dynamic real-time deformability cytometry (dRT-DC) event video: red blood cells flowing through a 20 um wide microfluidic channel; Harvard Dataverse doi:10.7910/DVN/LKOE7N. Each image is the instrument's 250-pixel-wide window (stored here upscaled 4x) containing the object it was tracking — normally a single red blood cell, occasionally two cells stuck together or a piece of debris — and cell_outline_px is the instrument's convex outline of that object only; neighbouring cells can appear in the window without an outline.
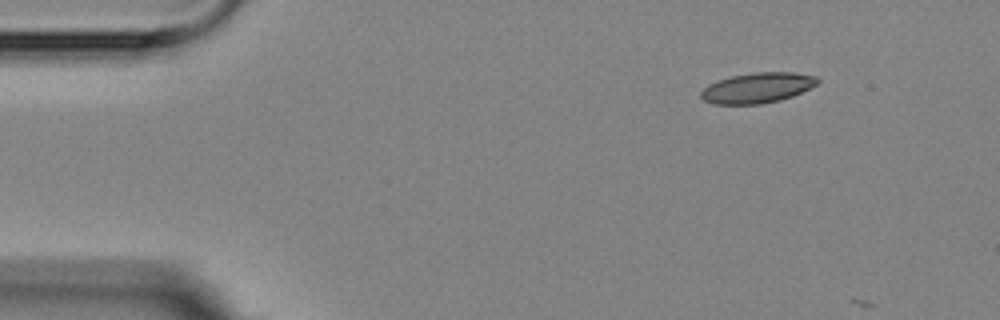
{"species": "Egyptian fruit bat (a non-hibernating species)", "species_latin": "Rousettus aegyptiacus", "temperature_condition": "room temperature", "stored_images_in_passage": 3, "camera_frame_rate_fps": 3000, "um_per_image_px": 0.085, "animal": {"sex": "female"}, "frame": {"image": 1, "passage_image": 1, "time_ms": 0.0, "image_size_px": [1000, 320], "cell_outline_px": [[820, 80], [816, 84], [792, 96], [780, 100], [760, 104], [712, 104], [704, 100], [700, 96], [700, 92], [708, 84], [716, 80], [732, 76], [752, 72], [792, 72], [816, 76]], "centroid_in_image_um": [64.33, 7.46], "position_along_channel_um": 20.7, "area_um2": 20.58}}